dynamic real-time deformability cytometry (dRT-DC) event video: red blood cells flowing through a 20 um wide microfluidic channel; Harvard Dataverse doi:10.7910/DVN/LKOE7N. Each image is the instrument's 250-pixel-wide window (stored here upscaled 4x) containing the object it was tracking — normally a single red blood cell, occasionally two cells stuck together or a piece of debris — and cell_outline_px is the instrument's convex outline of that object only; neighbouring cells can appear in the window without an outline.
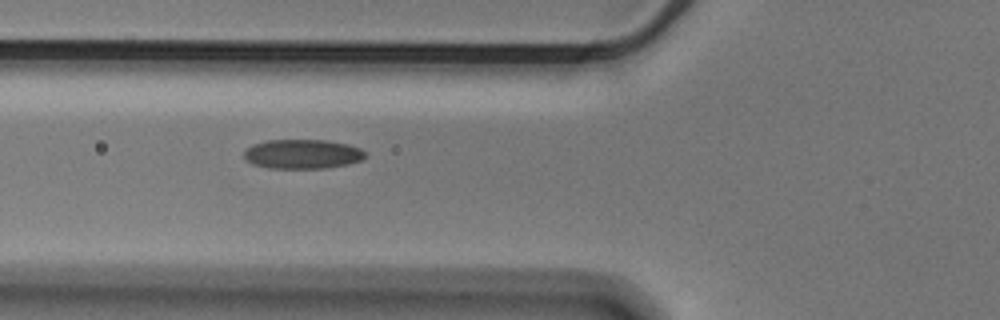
{"species": "Egyptian fruit bat (a non-hibernating species)", "species_latin": "Rousettus aegyptiacus", "temperature_condition": "cold", "stored_images_in_passage": 3, "camera_frame_rate_fps": 3000, "um_per_image_px": 0.085, "animal": {"sex": "male"}, "frame": {"image": 1, "passage_image": 2, "time_ms": 0.333, "image_size_px": [1000, 320], "cell_outline_px": [[368, 156], [364, 160], [348, 164], [324, 168], [268, 168], [252, 164], [244, 160], [244, 148], [252, 144], [268, 140], [324, 140], [348, 144], [360, 148], [368, 152]], "centroid_in_image_um": [25.72, 13.09], "position_along_channel_um": 100.1, "area_um2": 21.15}}